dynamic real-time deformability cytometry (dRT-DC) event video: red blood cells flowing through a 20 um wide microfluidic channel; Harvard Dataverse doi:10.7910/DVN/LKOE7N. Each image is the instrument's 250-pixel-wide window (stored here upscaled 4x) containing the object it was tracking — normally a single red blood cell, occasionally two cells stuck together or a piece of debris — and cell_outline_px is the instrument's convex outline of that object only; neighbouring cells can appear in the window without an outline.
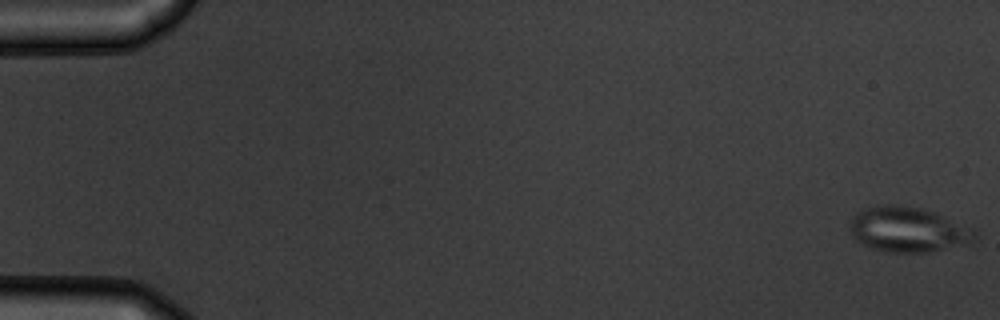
{"species": "common noctule bat (a hibernating species)", "species_latin": "Nyctalus noctula", "temperature_condition": "warm", "stored_images_in_passage": 17, "camera_frame_rate_fps": 3000, "um_per_image_px": 0.085, "animal": {"sex": "male", "body_mass_g": 19.5, "forearm_length_mm": 54.6}, "frame": {"image": 1, "passage_image": 1, "time_ms": 0.0, "image_size_px": [1000, 320], "cell_outline_px": [[980, 236], [976, 240], [968, 244], [928, 252], [884, 252], [868, 248], [856, 240], [852, 236], [848, 228], [848, 224], [852, 216], [856, 212], [864, 208], [876, 204], [896, 204], [920, 208], [936, 212], [972, 228]], "centroid_in_image_um": [77.15, 19.51], "position_along_channel_um": 7.9, "area_um2": 33.64}}